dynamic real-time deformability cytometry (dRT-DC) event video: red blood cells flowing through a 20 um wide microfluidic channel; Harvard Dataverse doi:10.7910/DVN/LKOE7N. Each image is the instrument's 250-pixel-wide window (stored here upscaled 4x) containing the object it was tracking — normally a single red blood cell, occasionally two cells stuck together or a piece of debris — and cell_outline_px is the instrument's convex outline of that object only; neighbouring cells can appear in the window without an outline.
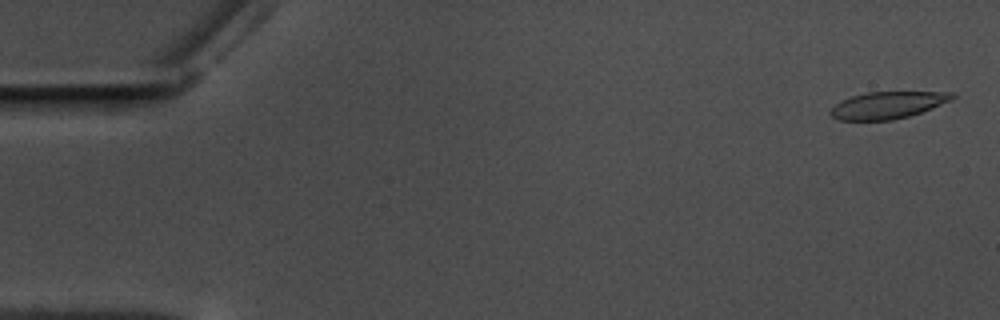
{"species": "common noctule bat (a hibernating species)", "species_latin": "Nyctalus noctula", "temperature_condition": "warm", "stored_images_in_passage": 58, "camera_frame_rate_fps": 3000, "um_per_image_px": 0.085, "animal": {"sex": "male", "body_mass_g": 17.5, "forearm_length_mm": 52.3}, "frame": {"image": 1, "passage_image": 2, "time_ms": 0.333, "image_size_px": [1000, 320], "cell_outline_px": [[956, 96], [952, 100], [932, 108], [908, 116], [892, 120], [840, 120], [832, 116], [828, 112], [840, 100], [852, 96], [868, 92], [956, 92]], "centroid_in_image_um": [75.46, 8.93], "position_along_channel_um": 9.5, "area_um2": 19.07}}
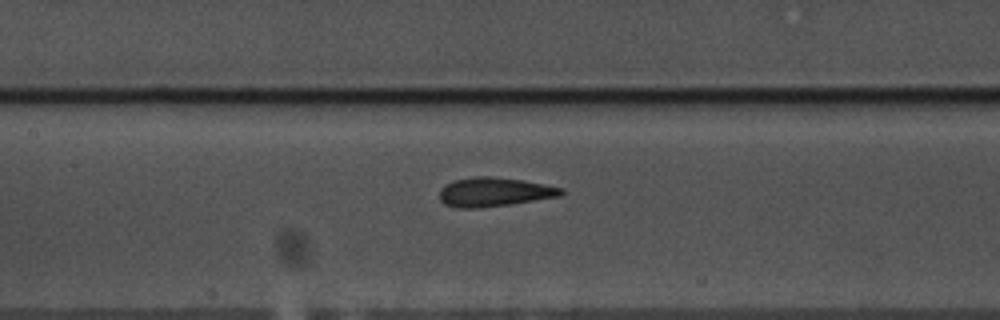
{"frame": {"image": 2, "passage_image": 27, "time_ms": 8.667, "image_size_px": [1000, 320], "cell_outline_px": [[564, 192], [560, 196], [508, 204], [480, 208], [456, 208], [444, 204], [440, 200], [440, 188], [444, 184], [456, 180], [476, 176], [488, 176], [524, 180], [564, 188]], "centroid_in_image_um": [41.98, 16.32], "position_along_channel_um": 165.4, "area_um2": 20.58}}
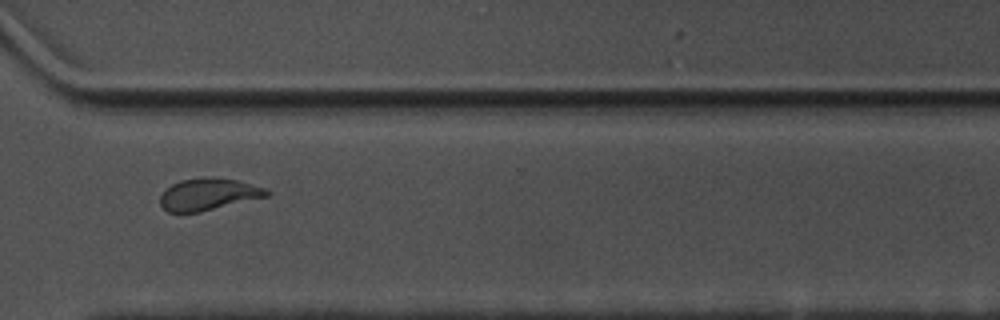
{"frame": {"image": 3, "passage_image": 43, "time_ms": 14.0, "image_size_px": [1000, 320], "cell_outline_px": [[272, 192], [268, 196], [200, 212], [168, 212], [160, 204], [160, 196], [172, 184], [180, 180], [204, 176], [212, 176], [240, 180], [268, 188]], "centroid_in_image_um": [17.77, 16.49], "position_along_channel_um": 352.8, "area_um2": 20.11}, "authors_computed_cell_mechanics": {"area_um2": 20.5768, "velocity_mm_per_s": 3.5199, "shape_relaxation_time_tau1_ms": 5.0844, "shape_relaxation_time_tau2_ms": 1.2273, "deformation_change_tau1": 0.1696, "deformation_change_tau2": 0.1045}}